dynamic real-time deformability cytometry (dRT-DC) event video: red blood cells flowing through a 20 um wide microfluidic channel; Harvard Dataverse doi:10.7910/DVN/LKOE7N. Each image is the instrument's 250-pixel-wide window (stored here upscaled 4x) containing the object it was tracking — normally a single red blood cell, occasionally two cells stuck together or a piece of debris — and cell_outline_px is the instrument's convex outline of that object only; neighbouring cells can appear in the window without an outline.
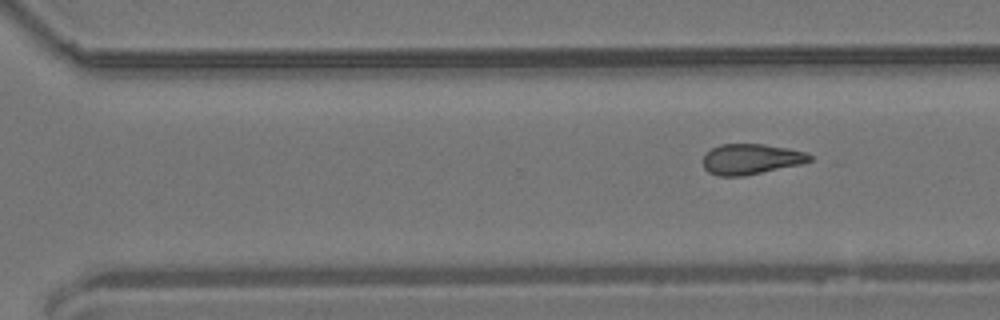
{"species": "common noctule bat (a hibernating species)", "species_latin": "Nyctalus noctula", "temperature_condition": "room temperature", "stored_images_in_passage": 11, "segment_of_instrument_passage": [2, 2], "camera_frame_rate_fps": 3000, "um_per_image_px": 0.085, "animal": {"sex": "male", "body_mass_g": 19.2, "forearm_length_mm": 51.8}, "frame": {"image": 1, "passage_image": 11, "time_ms": 3.333, "image_size_px": [1000, 320], "cell_outline_px": [[812, 160], [800, 164], [744, 176], [720, 176], [708, 172], [704, 168], [704, 156], [712, 148], [720, 144], [764, 144], [788, 148], [808, 152], [812, 156]], "centroid_in_image_um": [63.85, 13.52], "position_along_channel_um": 306.7, "area_um2": 18.9}}